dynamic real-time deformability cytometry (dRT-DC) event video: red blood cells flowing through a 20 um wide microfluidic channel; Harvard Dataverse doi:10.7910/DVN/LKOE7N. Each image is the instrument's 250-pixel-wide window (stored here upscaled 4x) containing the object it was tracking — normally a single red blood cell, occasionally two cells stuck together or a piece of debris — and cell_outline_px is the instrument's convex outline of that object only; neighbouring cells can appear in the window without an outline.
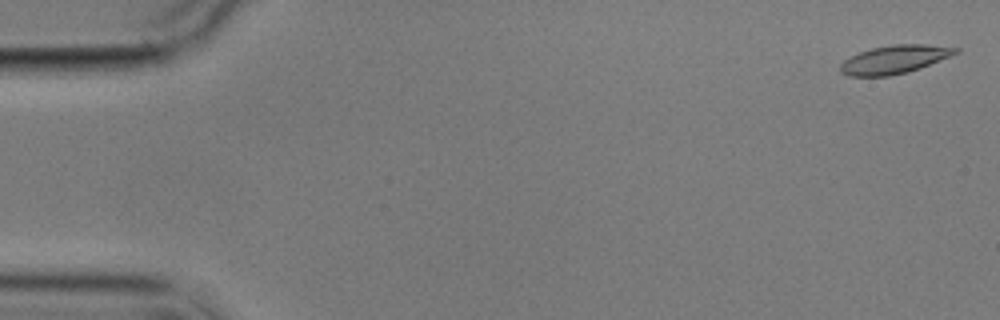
{"species": "common noctule bat (a hibernating species)", "species_latin": "Nyctalus noctula", "temperature_condition": "cold", "stored_images_in_passage": 5, "camera_frame_rate_fps": 3000, "um_per_image_px": 0.085, "animal": {"sex": "male", "body_mass_g": 17.9}, "frame": {"image": 1, "passage_image": 1, "time_ms": 0.0, "image_size_px": [1000, 320], "cell_outline_px": [[960, 52], [920, 68], [908, 72], [888, 76], [848, 76], [840, 72], [840, 64], [844, 60], [860, 52], [872, 48], [892, 44], [924, 44], [960, 48]], "centroid_in_image_um": [76.03, 5.05], "position_along_channel_um": 9.0, "area_um2": 18.96}}
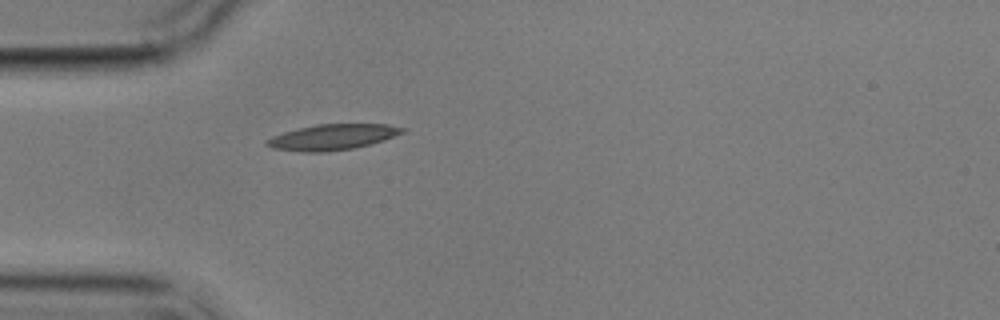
{"frame": {"image": 2, "passage_image": 5, "time_ms": 5.0, "image_size_px": [1000, 320], "cell_outline_px": [[404, 132], [384, 140], [352, 148], [324, 152], [300, 152], [272, 148], [264, 144], [264, 140], [272, 136], [284, 132], [316, 124], [388, 124], [404, 128]], "centroid_in_image_um": [28.21, 11.65], "position_along_channel_um": 56.8, "area_um2": 20.17}}